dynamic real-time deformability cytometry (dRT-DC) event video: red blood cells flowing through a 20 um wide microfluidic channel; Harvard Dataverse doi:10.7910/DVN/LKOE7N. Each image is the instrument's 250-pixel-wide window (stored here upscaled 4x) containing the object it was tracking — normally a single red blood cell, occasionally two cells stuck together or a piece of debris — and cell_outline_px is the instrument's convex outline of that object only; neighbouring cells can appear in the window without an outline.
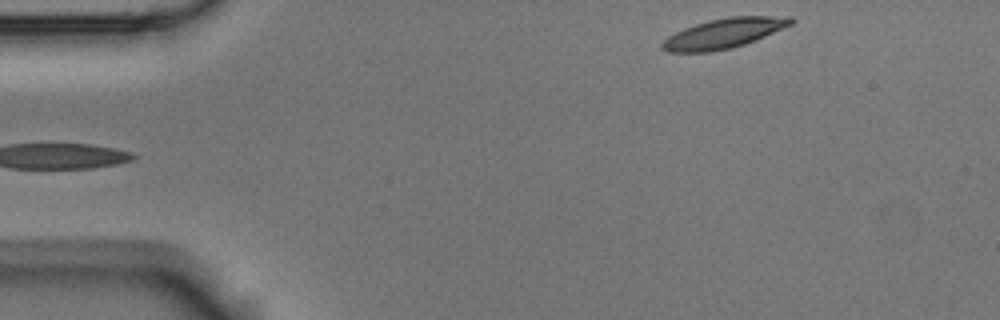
{"species": "Egyptian fruit bat (a non-hibernating species)", "species_latin": "Rousettus aegyptiacus", "temperature_condition": "room temperature", "stored_images_in_passage": 5, "segment_of_instrument_passage": [2, 2], "camera_frame_rate_fps": 3000, "um_per_image_px": 0.085, "animal": {"sex": "male"}, "frame": {"image": 1, "passage_image": 5, "time_ms": 1.333, "image_size_px": [1000, 320], "cell_outline_px": [[796, 20], [792, 24], [756, 40], [732, 48], [712, 52], [668, 52], [660, 48], [660, 44], [668, 36], [684, 28], [696, 24], [728, 16], [792, 16]], "centroid_in_image_um": [61.54, 2.84], "position_along_channel_um": 23.5, "area_um2": 22.43}}